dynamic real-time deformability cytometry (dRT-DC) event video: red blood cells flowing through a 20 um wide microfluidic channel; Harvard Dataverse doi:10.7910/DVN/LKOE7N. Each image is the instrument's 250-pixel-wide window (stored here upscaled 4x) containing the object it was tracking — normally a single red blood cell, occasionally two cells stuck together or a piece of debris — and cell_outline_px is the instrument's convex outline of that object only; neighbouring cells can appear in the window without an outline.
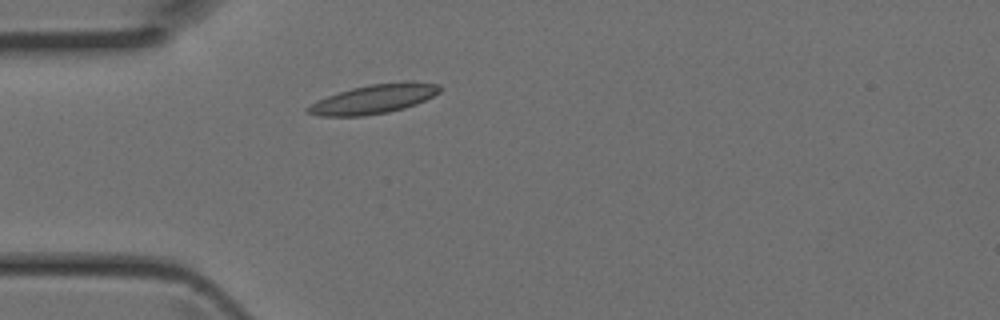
{"species": "Egyptian fruit bat (a non-hibernating species)", "species_latin": "Rousettus aegyptiacus", "temperature_condition": "room temperature", "stored_images_in_passage": 29, "camera_frame_rate_fps": 3000, "um_per_image_px": 0.085, "animal": {"sex": "female"}, "frame": {"image": 1, "passage_image": 1, "time_ms": 0.0, "image_size_px": [1000, 320], "cell_outline_px": [[440, 88], [436, 92], [412, 104], [380, 112], [312, 112], [324, 100], [332, 96], [344, 92], [360, 88], [380, 84], [428, 84]], "centroid_in_image_um": [32.01, 8.35], "position_along_channel_um": 53.0, "area_um2": 17.17}}
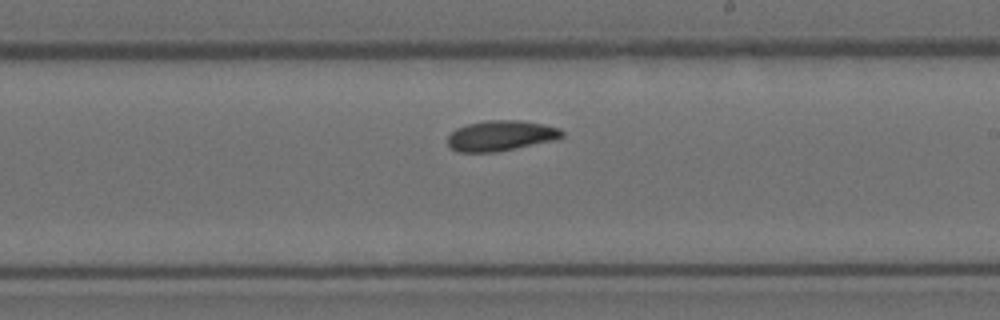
{"frame": {"image": 2, "passage_image": 14, "time_ms": 4.333, "image_size_px": [1000, 320], "cell_outline_px": [[560, 136], [508, 148], [456, 148], [452, 144], [452, 136], [456, 132], [464, 128], [476, 124], [532, 124], [552, 128], [560, 132]], "centroid_in_image_um": [42.61, 11.53], "position_along_channel_um": 246.4, "area_um2": 14.97}}
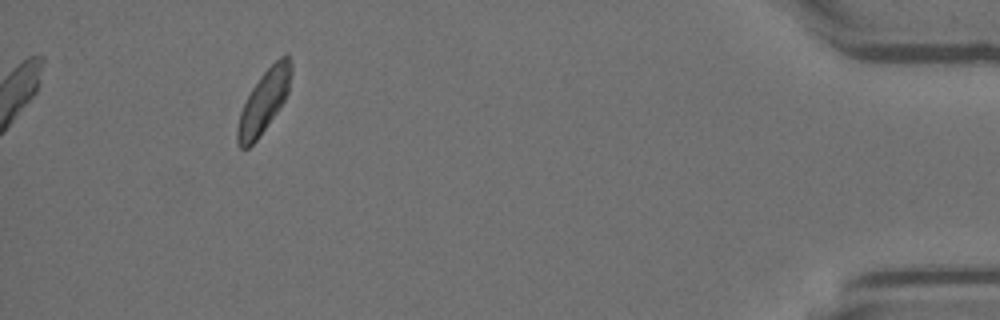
{"frame": {"image": 3, "passage_image": 29, "time_ms": 9.333, "image_size_px": [1000, 320], "cell_outline_px": [[288, 80], [284, 96], [280, 104], [252, 144], [244, 148], [240, 144], [240, 116], [256, 84], [284, 56], [288, 56]], "centroid_in_image_um": [22.41, 8.69], "position_along_channel_um": 412.8, "area_um2": 15.84}}